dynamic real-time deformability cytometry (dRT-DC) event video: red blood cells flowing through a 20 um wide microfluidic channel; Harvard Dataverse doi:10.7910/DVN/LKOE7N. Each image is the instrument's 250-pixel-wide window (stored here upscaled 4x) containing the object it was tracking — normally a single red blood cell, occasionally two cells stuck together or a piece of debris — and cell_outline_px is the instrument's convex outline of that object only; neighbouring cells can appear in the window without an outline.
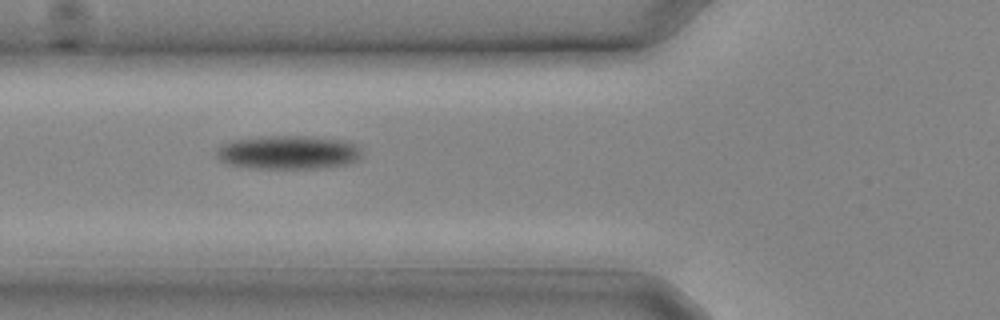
{"species": "common noctule bat (a hibernating species)", "species_latin": "Nyctalus noctula", "temperature_condition": "cold", "stored_images_in_passage": 18, "camera_frame_rate_fps": 3000, "um_per_image_px": 0.085, "animal": {"sex": "male", "body_mass_g": 20.4}, "frame": {"image": 1, "passage_image": 3, "time_ms": 0.667, "image_size_px": [1000, 320], "cell_outline_px": [[360, 160], [348, 164], [324, 168], [248, 168], [224, 164], [216, 156], [216, 148], [232, 140], [272, 136], [308, 136], [340, 140], [356, 144], [360, 148]], "centroid_in_image_um": [24.49, 12.97], "position_along_channel_um": 101.3, "area_um2": 28.67}}
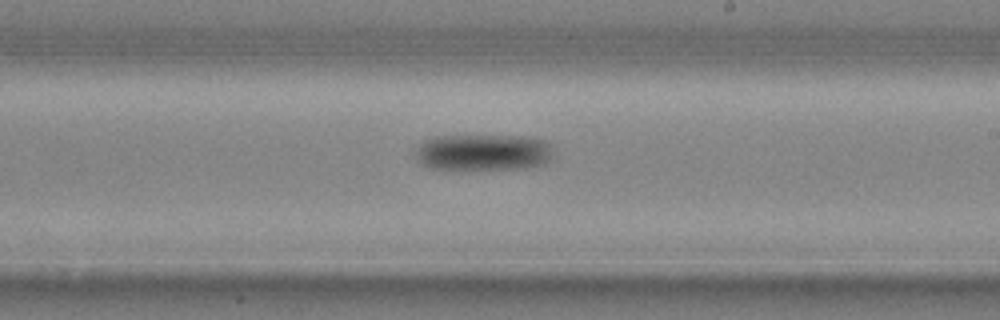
{"frame": {"image": 2, "passage_image": 9, "time_ms": 2.667, "image_size_px": [1000, 320], "cell_outline_px": [[556, 156], [552, 160], [544, 164], [524, 168], [428, 168], [420, 164], [416, 160], [416, 152], [420, 144], [424, 140], [432, 136], [520, 136], [548, 140], [552, 144]], "centroid_in_image_um": [41.15, 12.93], "position_along_channel_um": 247.8, "area_um2": 29.54}}
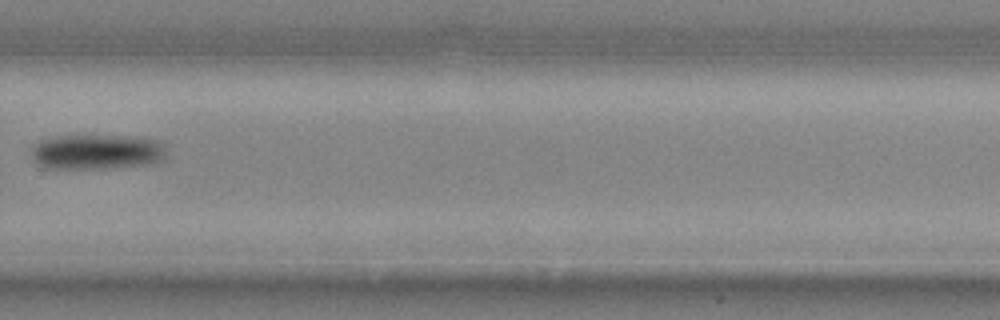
{"frame": {"image": 3, "passage_image": 12, "time_ms": 3.667, "image_size_px": [1000, 320], "cell_outline_px": [[168, 156], [164, 160], [152, 164], [108, 168], [44, 168], [36, 164], [32, 160], [32, 148], [40, 140], [56, 136], [124, 136], [156, 140], [164, 144]], "centroid_in_image_um": [8.25, 12.92], "position_along_channel_um": 321.5, "area_um2": 27.8}}